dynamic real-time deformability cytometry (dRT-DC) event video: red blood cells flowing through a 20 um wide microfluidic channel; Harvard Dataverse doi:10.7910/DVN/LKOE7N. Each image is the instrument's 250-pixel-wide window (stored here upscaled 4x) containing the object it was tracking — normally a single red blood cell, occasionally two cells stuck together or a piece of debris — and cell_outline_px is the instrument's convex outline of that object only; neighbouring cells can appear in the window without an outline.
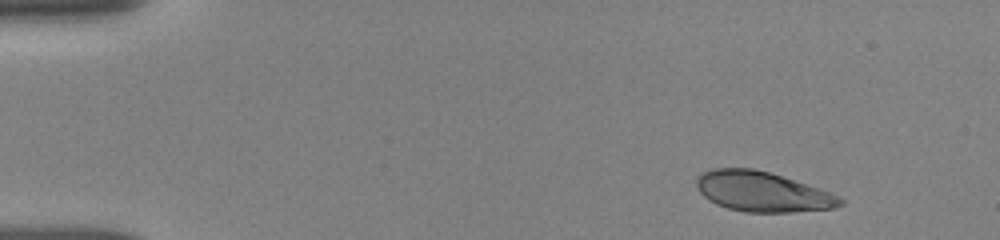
{"species": "human", "species_latin": "Homo sapiens", "temperature_condition": "room temperature", "stored_images_in_passage": 15, "camera_frame_rate_fps": 3000, "um_per_image_px": 0.085, "donor": {"sex": "female"}, "frame": {"image": 1, "passage_image": 3, "time_ms": 1.0, "image_size_px": [1000, 240], "cell_outline_px": [[844, 204], [832, 208], [792, 212], [744, 212], [728, 208], [716, 204], [708, 200], [700, 192], [696, 184], [696, 180], [700, 172], [712, 168], [752, 168], [768, 172], [820, 188], [844, 200]], "centroid_in_image_um": [64.75, 16.29], "position_along_channel_um": 20.2, "area_um2": 33.35}}
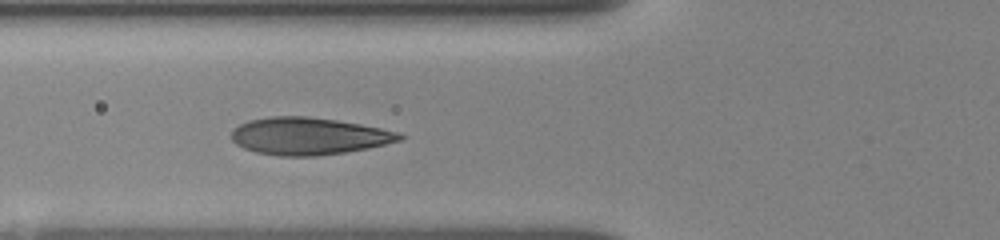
{"frame": {"image": 2, "passage_image": 12, "time_ms": 5.667, "image_size_px": [1000, 240], "cell_outline_px": [[404, 140], [368, 148], [344, 152], [316, 156], [280, 156], [256, 152], [244, 148], [236, 144], [232, 140], [232, 132], [240, 124], [248, 120], [272, 116], [308, 116], [336, 120], [360, 124], [400, 132], [404, 136]], "centroid_in_image_um": [26.26, 11.57], "position_along_channel_um": 99.5, "area_um2": 36.47}}
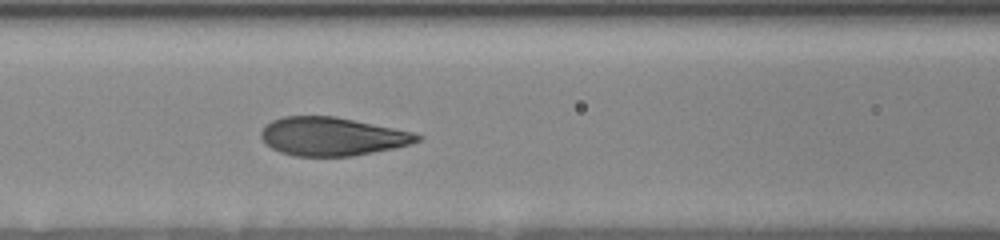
{"frame": {"image": 3, "passage_image": 15, "time_ms": 6.667, "image_size_px": [1000, 240], "cell_outline_px": [[424, 136], [420, 140], [412, 144], [352, 156], [296, 156], [280, 152], [272, 148], [260, 136], [260, 132], [264, 124], [280, 116], [336, 116], [412, 132]], "centroid_in_image_um": [28.2, 11.59], "position_along_channel_um": 138.4, "area_um2": 34.91}}